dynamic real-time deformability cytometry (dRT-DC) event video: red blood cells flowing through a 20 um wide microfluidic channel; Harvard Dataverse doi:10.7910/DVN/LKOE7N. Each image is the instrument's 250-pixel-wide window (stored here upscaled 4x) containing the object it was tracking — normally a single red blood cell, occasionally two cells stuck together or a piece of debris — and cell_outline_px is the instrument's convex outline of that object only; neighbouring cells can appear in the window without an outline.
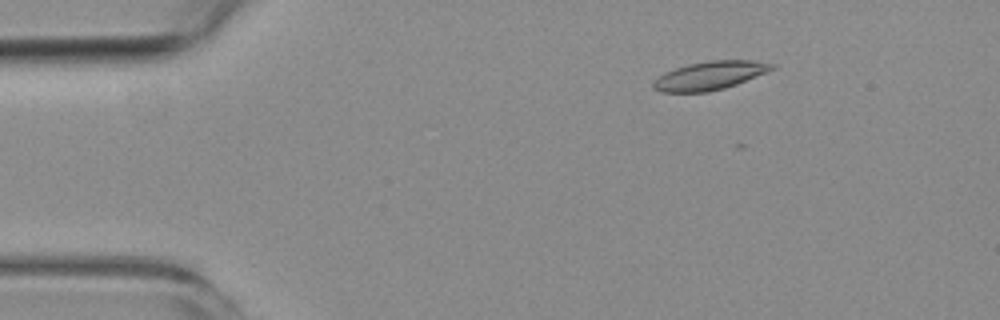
{"species": "common noctule bat (a hibernating species)", "species_latin": "Nyctalus noctula", "temperature_condition": "room temperature", "stored_images_in_passage": 4, "camera_frame_rate_fps": 3000, "um_per_image_px": 0.085, "animal": {"sex": "female", "body_mass_g": 19.3, "forearm_length_mm": 54.1}, "frame": {"image": 1, "passage_image": 1, "time_ms": 0.0, "image_size_px": [1000, 320], "cell_outline_px": [[776, 68], [736, 84], [724, 88], [708, 92], [660, 92], [652, 88], [652, 80], [664, 72], [688, 64], [708, 60], [752, 60], [776, 64]], "centroid_in_image_um": [60.3, 6.42], "position_along_channel_um": 24.7, "area_um2": 19.77}}